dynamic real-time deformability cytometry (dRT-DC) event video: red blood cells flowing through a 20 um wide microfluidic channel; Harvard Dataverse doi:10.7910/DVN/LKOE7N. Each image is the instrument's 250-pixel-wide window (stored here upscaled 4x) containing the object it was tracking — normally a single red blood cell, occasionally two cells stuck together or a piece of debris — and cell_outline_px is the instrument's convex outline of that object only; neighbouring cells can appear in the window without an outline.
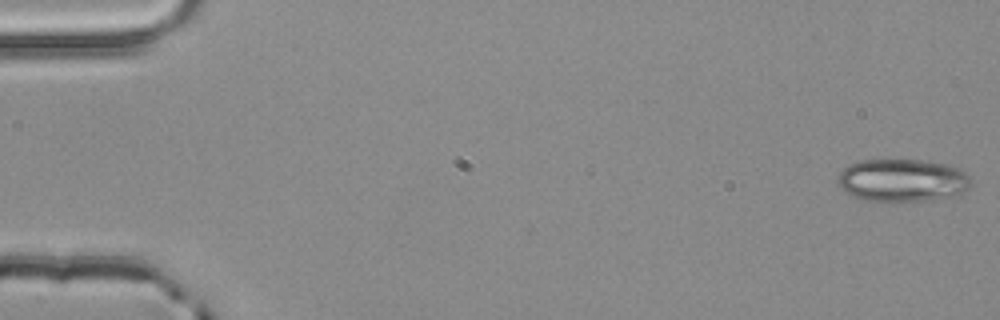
{"species": "common noctule bat (a hibernating species)", "species_latin": "Nyctalus noctula", "temperature_condition": "room temperature", "stored_images_in_passage": 4, "camera_frame_rate_fps": 3000, "um_per_image_px": 0.085, "animal": {"sex": "male", "body_mass_g": 20.4}, "frame": {"image": 1, "passage_image": 1, "time_ms": 0.0, "image_size_px": [1000, 320], "cell_outline_px": [[972, 180], [968, 188], [960, 196], [924, 200], [868, 200], [852, 196], [836, 184], [836, 176], [848, 164], [860, 160], [920, 160], [944, 164], [960, 168]], "centroid_in_image_um": [76.69, 15.31], "position_along_channel_um": 8.3, "area_um2": 33.18}}